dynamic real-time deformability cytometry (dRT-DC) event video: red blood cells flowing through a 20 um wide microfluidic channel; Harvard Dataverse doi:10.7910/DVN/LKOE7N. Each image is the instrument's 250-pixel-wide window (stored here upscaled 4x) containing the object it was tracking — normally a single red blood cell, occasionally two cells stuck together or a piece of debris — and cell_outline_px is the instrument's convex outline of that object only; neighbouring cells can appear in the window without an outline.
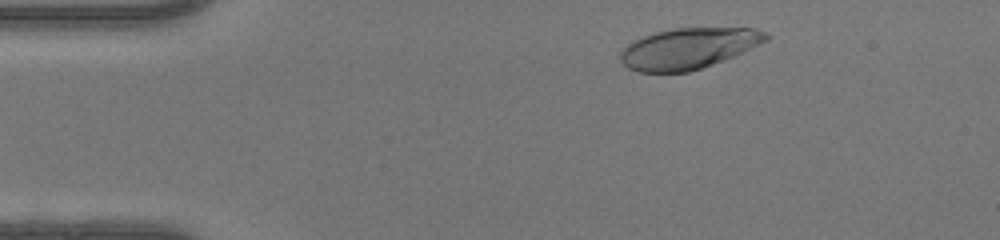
{"species": "human", "species_latin": "Homo sapiens", "temperature_condition": "warm", "stored_images_in_passage": 18, "camera_frame_rate_fps": 3000, "um_per_image_px": 0.085, "donor": {"sex": "female"}, "frame": {"image": 1, "passage_image": 4, "time_ms": 1.0, "image_size_px": [1000, 240], "cell_outline_px": [[768, 40], [760, 44], [724, 60], [688, 72], [640, 72], [628, 68], [620, 60], [620, 52], [628, 44], [644, 36], [656, 32], [676, 28], [756, 28], [764, 32], [768, 36]], "centroid_in_image_um": [58.51, 4.11], "position_along_channel_um": 26.5, "area_um2": 34.28}}
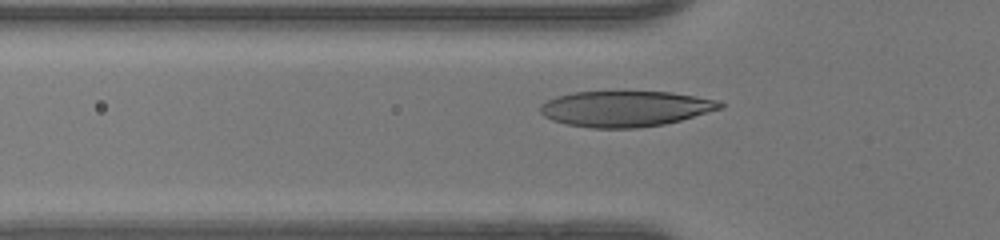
{"frame": {"image": 2, "passage_image": 12, "time_ms": 3.667, "image_size_px": [1000, 240], "cell_outline_px": [[724, 108], [680, 120], [664, 124], [636, 128], [592, 128], [568, 124], [552, 120], [544, 116], [540, 112], [540, 104], [556, 96], [576, 92], [672, 92], [696, 96], [716, 100], [724, 104]], "centroid_in_image_um": [53.16, 9.24], "position_along_channel_um": 72.6, "area_um2": 37.28}}
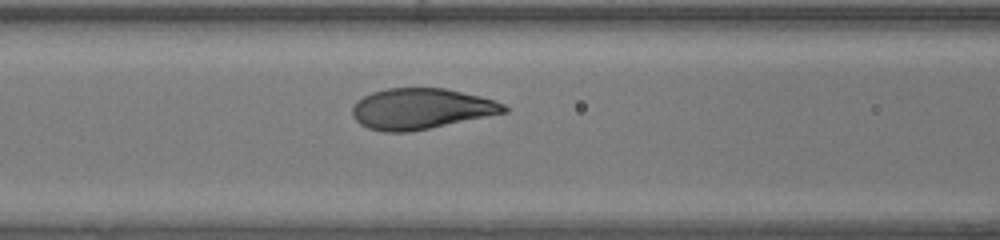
{"frame": {"image": 3, "passage_image": 16, "time_ms": 5.0, "image_size_px": [1000, 240], "cell_outline_px": [[508, 112], [408, 132], [384, 132], [368, 128], [360, 124], [352, 116], [352, 108], [364, 96], [372, 92], [388, 88], [444, 88], [480, 96], [504, 104], [508, 108]], "centroid_in_image_um": [35.78, 9.24], "position_along_channel_um": 130.8, "area_um2": 35.66}}